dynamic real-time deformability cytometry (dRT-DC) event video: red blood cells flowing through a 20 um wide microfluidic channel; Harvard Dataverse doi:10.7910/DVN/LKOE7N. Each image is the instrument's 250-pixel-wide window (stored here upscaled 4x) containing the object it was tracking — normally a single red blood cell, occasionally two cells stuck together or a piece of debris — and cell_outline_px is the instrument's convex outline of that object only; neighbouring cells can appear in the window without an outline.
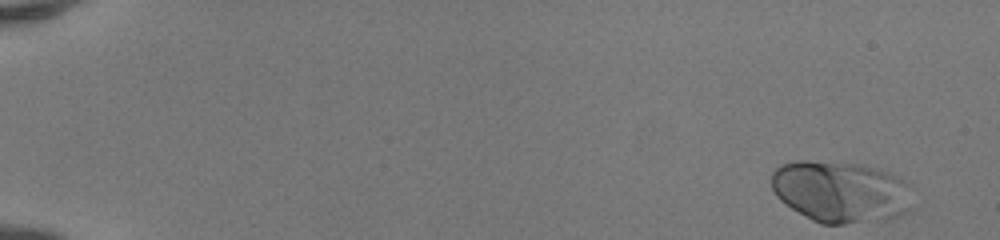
{"species": "human", "species_latin": "Homo sapiens", "temperature_condition": "room temperature", "stored_images_in_passage": 48, "camera_frame_rate_fps": 3000, "um_per_image_px": 0.085, "donor": {"sex": "female"}, "frame": {"image": 1, "passage_image": 1, "time_ms": 0.0, "image_size_px": [1000, 240], "cell_outline_px": [[912, 184], [908, 208], [904, 212], [884, 220], [844, 224], [820, 224], [812, 220], [792, 208], [780, 200], [776, 196], [772, 188], [772, 172], [780, 164], [796, 160], [804, 160], [860, 164], [900, 176], [912, 180]], "centroid_in_image_um": [71.46, 16.28], "position_along_channel_um": 13.5, "area_um2": 50.86}}
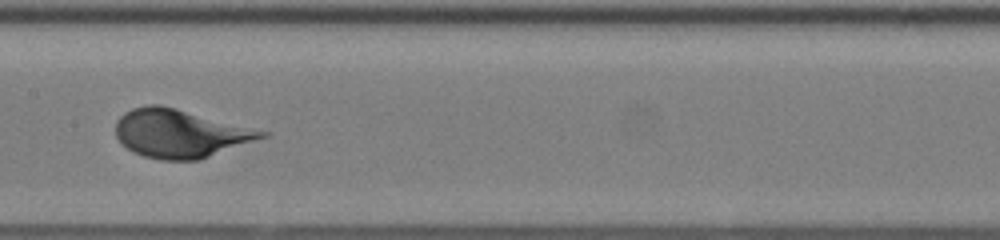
{"frame": {"image": 2, "passage_image": 26, "time_ms": 8.333, "image_size_px": [1000, 240], "cell_outline_px": [[272, 132], [268, 136], [200, 160], [160, 160], [144, 156], [132, 152], [116, 136], [116, 120], [124, 112], [132, 108], [148, 104], [160, 104]], "centroid_in_image_um": [15.33, 11.34], "position_along_channel_um": 192.1, "area_um2": 41.27}}
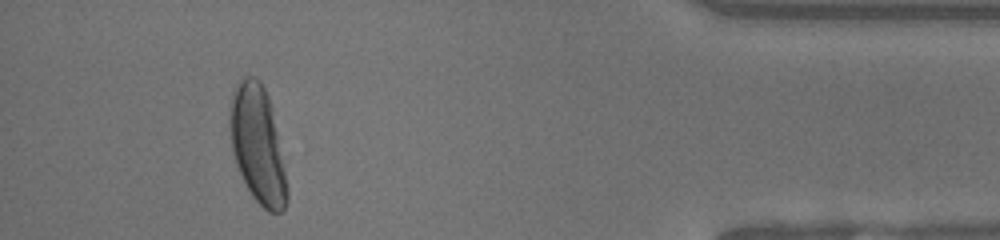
{"frame": {"image": 3, "passage_image": 45, "time_ms": 14.667, "image_size_px": [1000, 240], "cell_outline_px": [[288, 200], [284, 208], [280, 212], [268, 212], [252, 196], [236, 164], [232, 148], [228, 116], [232, 96], [240, 80], [244, 76], [252, 76], [260, 80], [268, 96], [284, 168], [288, 188]], "centroid_in_image_um": [21.88, 12.31], "position_along_channel_um": 413.3, "area_um2": 38.26}}